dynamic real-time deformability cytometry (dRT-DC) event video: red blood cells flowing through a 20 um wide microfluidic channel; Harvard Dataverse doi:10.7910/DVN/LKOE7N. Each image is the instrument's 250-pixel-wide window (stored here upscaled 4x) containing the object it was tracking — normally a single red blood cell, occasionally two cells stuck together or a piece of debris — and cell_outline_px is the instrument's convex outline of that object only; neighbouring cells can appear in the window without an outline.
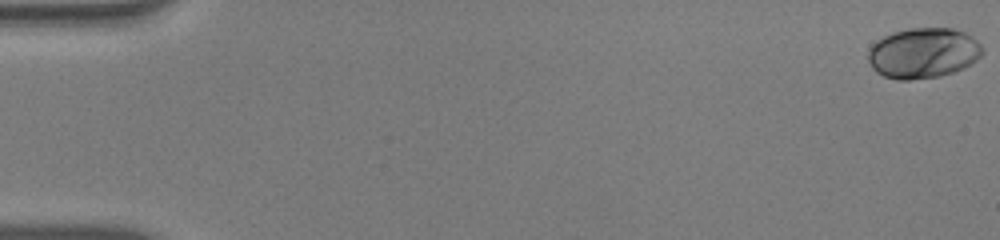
{"species": "human", "species_latin": "Homo sapiens", "temperature_condition": "warm", "stored_images_in_passage": 54, "camera_frame_rate_fps": 3000, "um_per_image_px": 0.085, "donor": {"sex": "male"}, "frame": {"image": 1, "passage_image": 1, "time_ms": 0.0, "image_size_px": [1000, 240], "cell_outline_px": [[984, 52], [976, 60], [964, 68], [940, 76], [908, 80], [896, 80], [884, 76], [876, 72], [872, 68], [868, 60], [868, 48], [876, 40], [892, 32], [908, 28], [952, 28], [964, 32], [972, 36], [984, 48]], "centroid_in_image_um": [78.46, 4.5], "position_along_channel_um": 6.5, "area_um2": 33.87}}
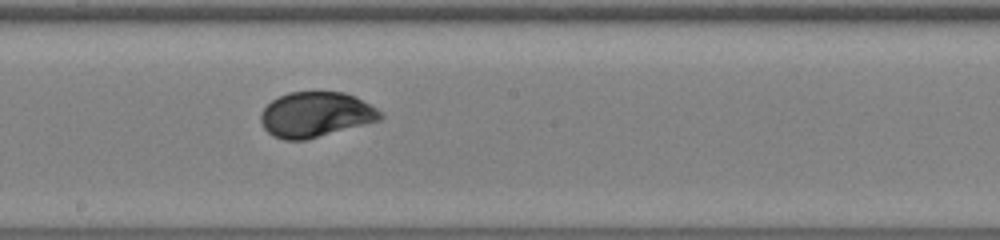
{"frame": {"image": 2, "passage_image": 31, "time_ms": 10.0, "image_size_px": [1000, 240], "cell_outline_px": [[384, 116], [380, 120], [304, 140], [284, 140], [272, 136], [264, 128], [260, 120], [260, 112], [272, 100], [288, 92], [344, 92], [356, 96], [384, 112]], "centroid_in_image_um": [26.84, 9.73], "position_along_channel_um": 221.4, "area_um2": 31.5}}
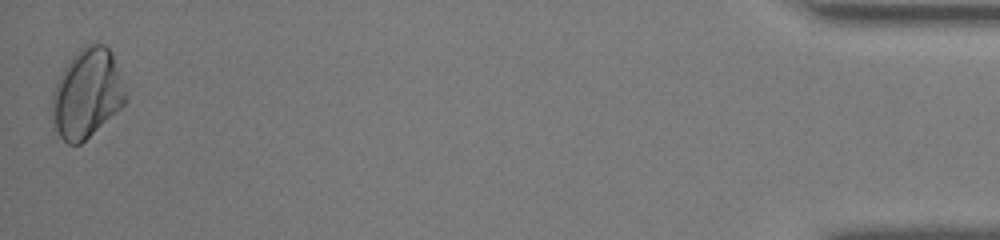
{"frame": {"image": 3, "passage_image": 54, "time_ms": 17.667, "image_size_px": [1000, 240], "cell_outline_px": [[124, 104], [120, 108], [80, 144], [68, 144], [52, 128], [52, 92], [68, 60], [80, 48], [88, 44], [104, 44], [112, 52], [124, 96]], "centroid_in_image_um": [7.32, 7.96], "position_along_channel_um": 427.9, "area_um2": 37.28}, "authors_computed_cell_mechanics": {"area_um2": 31.8767, "velocity_mm_per_s": 3.874, "shape_relaxation_time_tau1_ms": 2.5715, "shape_relaxation_time_tau2_ms": null, "deformation_change_tau1": 0.141, "deformation_change_tau2": null}}